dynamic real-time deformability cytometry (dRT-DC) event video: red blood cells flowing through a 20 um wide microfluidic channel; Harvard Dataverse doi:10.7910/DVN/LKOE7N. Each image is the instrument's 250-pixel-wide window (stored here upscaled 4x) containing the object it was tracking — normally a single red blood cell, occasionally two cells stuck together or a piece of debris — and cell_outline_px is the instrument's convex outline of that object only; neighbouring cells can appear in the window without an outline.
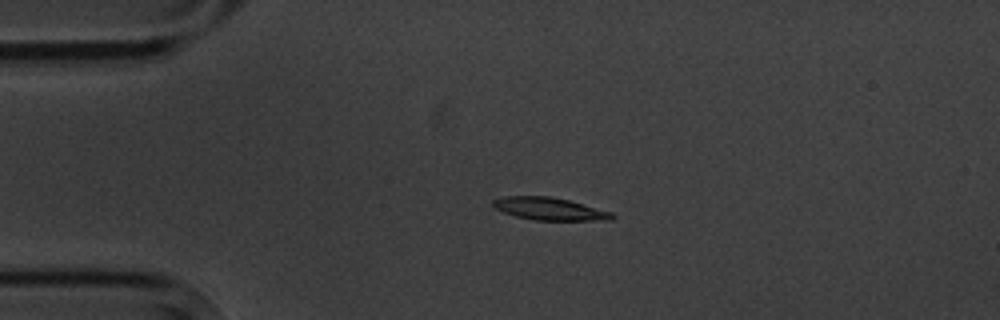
{"species": "common noctule bat (a hibernating species)", "species_latin": "Nyctalus noctula", "temperature_condition": "cold", "stored_images_in_passage": 4, "camera_frame_rate_fps": 3000, "um_per_image_px": 0.085, "animal": {"sex": "male", "body_mass_g": 20.1, "forearm_length_mm": 53.5}, "frame": {"image": 1, "passage_image": 3, "time_ms": 3.0, "image_size_px": [1000, 320], "cell_outline_px": [[616, 216], [612, 220], [536, 220], [516, 216], [492, 208], [492, 200], [504, 196], [548, 196], [568, 200], [612, 212]], "centroid_in_image_um": [46.69, 17.75], "position_along_channel_um": 38.3, "area_um2": 15.61}}